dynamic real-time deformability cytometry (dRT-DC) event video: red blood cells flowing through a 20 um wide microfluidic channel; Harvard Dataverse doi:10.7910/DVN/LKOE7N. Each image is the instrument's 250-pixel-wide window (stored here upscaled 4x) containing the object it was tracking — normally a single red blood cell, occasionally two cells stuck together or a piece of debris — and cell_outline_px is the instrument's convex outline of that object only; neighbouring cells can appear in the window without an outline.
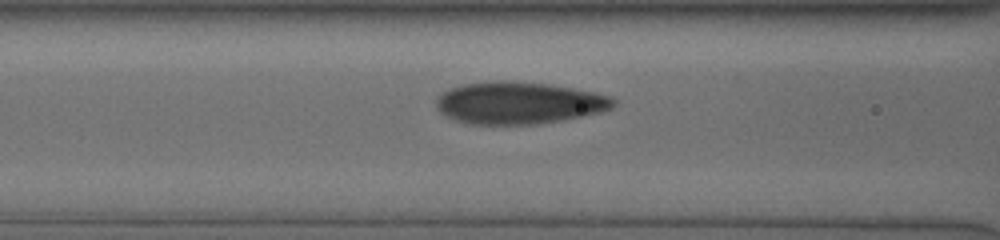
{"species": "human", "species_latin": "Homo sapiens", "temperature_condition": "cold", "stored_images_in_passage": 58, "camera_frame_rate_fps": 3000, "um_per_image_px": 0.085, "donor": {"sex": "male"}, "frame": {"image": 1, "passage_image": 12, "time_ms": 1.667, "image_size_px": [1000, 240], "cell_outline_px": [[616, 104], [612, 108], [600, 112], [560, 120], [536, 124], [468, 124], [456, 120], [440, 112], [436, 108], [436, 100], [448, 88], [460, 84], [492, 80], [500, 80], [548, 84], [572, 88], [612, 96], [616, 100]], "centroid_in_image_um": [44.08, 8.74], "position_along_channel_um": 122.5, "area_um2": 43.41}}
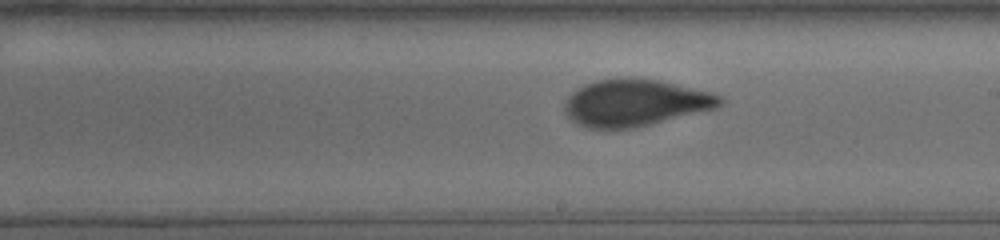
{"frame": {"image": 2, "passage_image": 32, "time_ms": 4.667, "image_size_px": [1000, 240], "cell_outline_px": [[724, 100], [716, 108], [636, 128], [588, 128], [572, 120], [568, 116], [564, 108], [564, 104], [568, 96], [576, 88], [584, 84], [596, 80], [628, 76], [656, 80], [712, 92], [724, 96]], "centroid_in_image_um": [53.99, 8.72], "position_along_channel_um": 235.0, "area_um2": 42.54}}
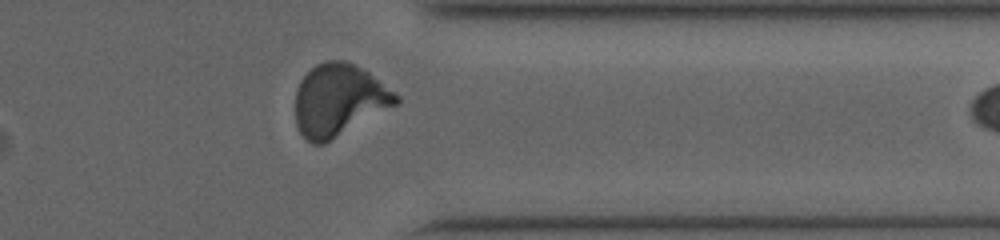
{"frame": {"image": 3, "passage_image": 56, "time_ms": 8.667, "image_size_px": [1000, 240], "cell_outline_px": [[400, 100], [396, 104], [324, 144], [312, 144], [300, 132], [296, 124], [296, 88], [300, 80], [316, 64], [328, 60], [344, 60], [368, 72], [400, 96]], "centroid_in_image_um": [28.78, 8.5], "position_along_channel_um": 382.6, "area_um2": 41.67}}